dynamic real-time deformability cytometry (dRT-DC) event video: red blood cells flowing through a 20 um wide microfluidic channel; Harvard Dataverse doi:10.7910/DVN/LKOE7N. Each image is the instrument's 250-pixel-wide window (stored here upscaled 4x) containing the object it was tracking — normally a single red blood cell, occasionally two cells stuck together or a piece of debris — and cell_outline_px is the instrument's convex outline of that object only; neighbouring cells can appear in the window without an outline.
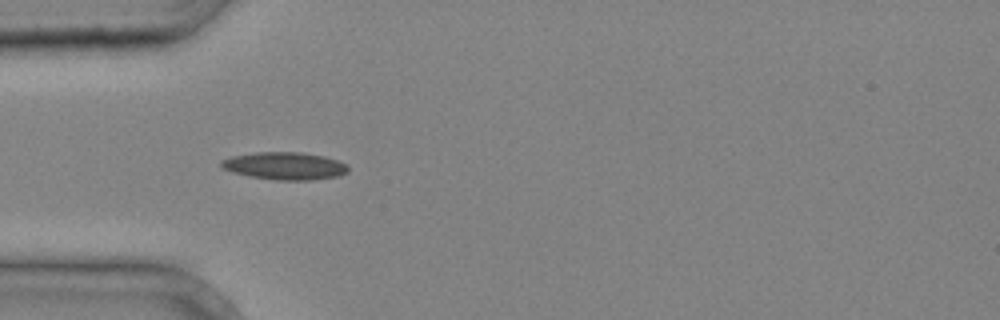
{"species": "common noctule bat (a hibernating species)", "species_latin": "Nyctalus noctula", "temperature_condition": "cold", "stored_images_in_passage": 4, "camera_frame_rate_fps": 3000, "um_per_image_px": 0.085, "animal": {"sex": "male", "body_mass_g": 20.4}, "frame": {"image": 1, "passage_image": 3, "time_ms": 0.667, "image_size_px": [1000, 320], "cell_outline_px": [[348, 172], [340, 176], [312, 180], [276, 180], [248, 176], [232, 172], [220, 168], [220, 160], [232, 156], [256, 152], [300, 152], [324, 156], [348, 164]], "centroid_in_image_um": [24.19, 14.1], "position_along_channel_um": 60.8, "area_um2": 20.58}}
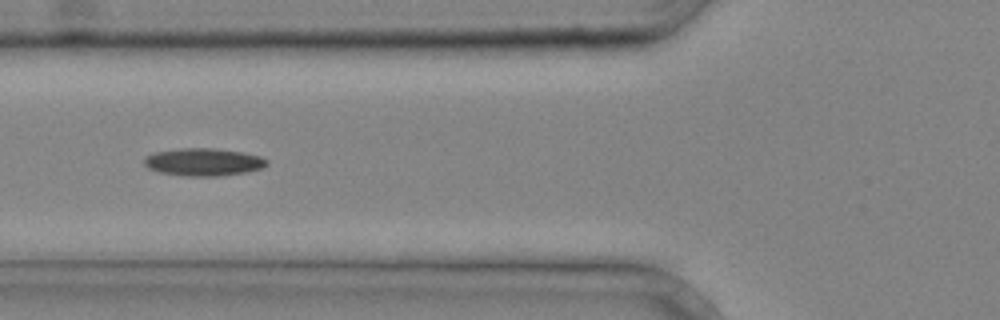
{"frame": {"image": 2, "passage_image": 4, "time_ms": 1.0, "image_size_px": [1000, 320], "cell_outline_px": [[268, 164], [264, 168], [244, 172], [220, 176], [184, 176], [160, 172], [148, 168], [144, 164], [144, 160], [148, 156], [156, 152], [180, 148], [212, 148], [240, 152], [260, 156], [268, 160]], "centroid_in_image_um": [17.32, 13.78], "position_along_channel_um": 108.5, "area_um2": 19.59}}